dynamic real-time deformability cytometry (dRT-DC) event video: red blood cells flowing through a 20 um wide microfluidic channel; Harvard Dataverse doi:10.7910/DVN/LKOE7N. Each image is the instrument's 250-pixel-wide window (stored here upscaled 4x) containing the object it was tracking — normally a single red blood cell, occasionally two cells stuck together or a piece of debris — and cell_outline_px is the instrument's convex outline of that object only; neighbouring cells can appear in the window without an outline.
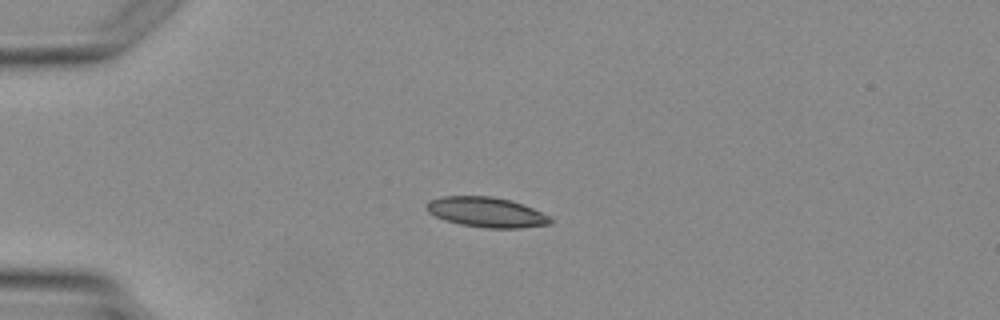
{"species": "Egyptian fruit bat (a non-hibernating species)", "species_latin": "Rousettus aegyptiacus", "temperature_condition": "warm", "stored_images_in_passage": 2, "camera_frame_rate_fps": 3000, "um_per_image_px": 0.085, "animal": {"sex": "female"}, "frame": {"image": 1, "passage_image": 2, "time_ms": 2.0, "image_size_px": [1000, 320], "cell_outline_px": [[552, 224], [520, 228], [488, 228], [460, 224], [444, 220], [428, 212], [424, 208], [428, 200], [440, 196], [492, 196], [512, 200], [532, 208], [548, 216], [552, 220]], "centroid_in_image_um": [41.31, 18.03], "position_along_channel_um": 43.7, "area_um2": 21.79}}